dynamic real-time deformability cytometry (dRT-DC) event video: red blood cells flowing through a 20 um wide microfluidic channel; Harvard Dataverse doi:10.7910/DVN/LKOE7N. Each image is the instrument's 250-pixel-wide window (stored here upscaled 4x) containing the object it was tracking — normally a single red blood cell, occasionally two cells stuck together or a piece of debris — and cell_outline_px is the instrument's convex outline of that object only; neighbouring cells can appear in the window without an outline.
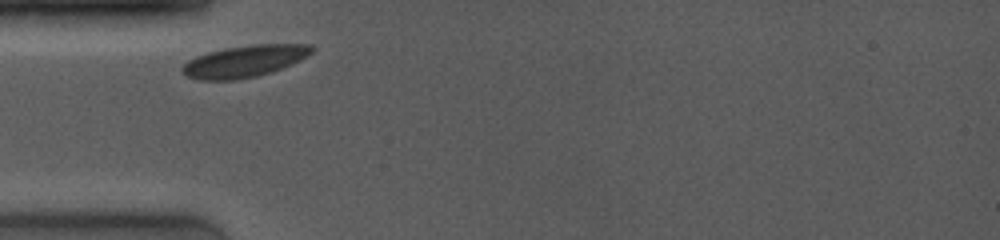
{"species": "common noctule bat (a hibernating species)", "species_latin": "Nyctalus noctula", "temperature_condition": "room temperature", "stored_images_in_passage": 29, "camera_frame_rate_fps": 4000, "um_per_image_px": 0.085, "animal": {"sex": "female", "body_mass_g": 19.0, "forearm_length_mm": 53.3}, "frame": {"image": 1, "passage_image": 1, "time_ms": 0.0, "image_size_px": [1000, 240], "cell_outline_px": [[316, 48], [312, 52], [300, 60], [280, 68], [256, 76], [232, 80], [200, 80], [188, 76], [180, 68], [188, 60], [196, 56], [208, 52], [224, 48], [252, 44], [312, 44]], "centroid_in_image_um": [20.78, 5.18], "position_along_channel_um": 64.2, "area_um2": 23.76}}
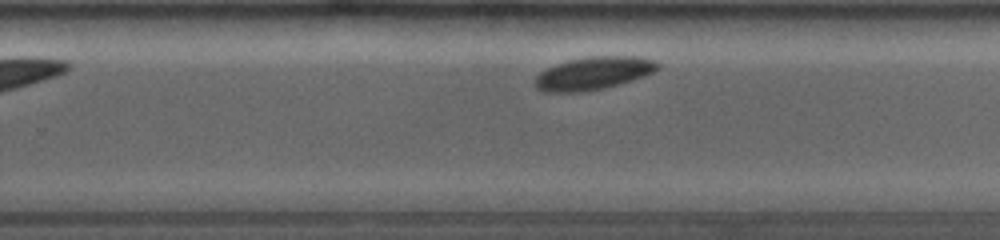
{"frame": {"image": 2, "passage_image": 19, "time_ms": 5.75, "image_size_px": [1000, 240], "cell_outline_px": [[660, 68], [644, 76], [632, 80], [604, 88], [580, 92], [544, 92], [536, 88], [532, 84], [532, 80], [540, 72], [556, 64], [568, 60], [588, 56], [636, 56], [656, 60], [660, 64]], "centroid_in_image_um": [50.41, 6.22], "position_along_channel_um": 279.4, "area_um2": 23.7}}
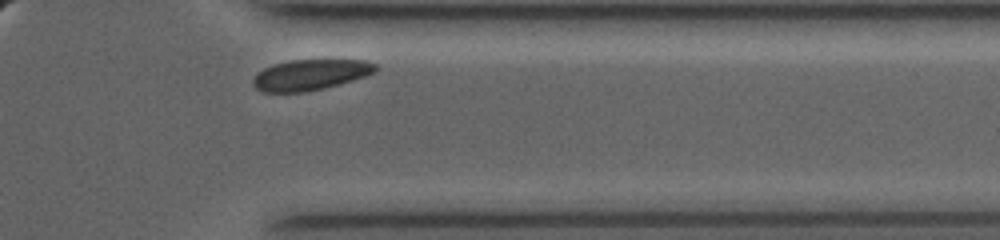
{"frame": {"image": 3, "passage_image": 27, "time_ms": 8.5, "image_size_px": [1000, 240], "cell_outline_px": [[376, 72], [340, 84], [304, 92], [264, 92], [256, 88], [252, 84], [252, 80], [256, 72], [264, 68], [276, 64], [292, 60], [364, 60], [376, 64]], "centroid_in_image_um": [26.35, 6.36], "position_along_channel_um": 385.1, "area_um2": 21.73}, "authors_computed_cell_mechanics": {"area_um2": 23.698, "velocity_mm_per_s": 3.7726, "shape_relaxation_time_tau1_ms": 5.2599, "shape_relaxation_time_tau2_ms": null, "deformation_change_tau1": 0.0378, "deformation_change_tau2": null}}